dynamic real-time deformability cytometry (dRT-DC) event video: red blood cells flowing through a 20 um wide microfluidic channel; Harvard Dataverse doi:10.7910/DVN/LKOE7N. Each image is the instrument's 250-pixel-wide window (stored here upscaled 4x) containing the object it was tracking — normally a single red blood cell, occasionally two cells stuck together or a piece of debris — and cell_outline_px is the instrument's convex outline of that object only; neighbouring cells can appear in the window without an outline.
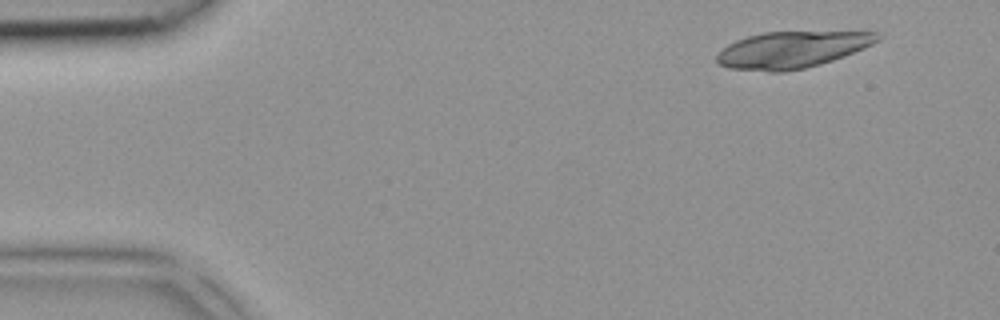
{"species": "common noctule bat (a hibernating species)", "species_latin": "Nyctalus noctula", "temperature_condition": "room temperature", "stored_images_in_passage": 3, "camera_frame_rate_fps": 3000, "um_per_image_px": 0.085, "animal": {"sex": "female", "body_mass_g": 18.4}, "frame": {"image": 1, "passage_image": 1, "time_ms": 0.0, "image_size_px": [1000, 320], "cell_outline_px": [[880, 40], [864, 48], [844, 56], [820, 64], [804, 68], [784, 72], [772, 72], [728, 68], [720, 64], [716, 60], [716, 56], [728, 44], [736, 40], [748, 36], [764, 32], [876, 32], [880, 36]], "centroid_in_image_um": [67.3, 4.23], "position_along_channel_um": 17.7, "area_um2": 33.99}}